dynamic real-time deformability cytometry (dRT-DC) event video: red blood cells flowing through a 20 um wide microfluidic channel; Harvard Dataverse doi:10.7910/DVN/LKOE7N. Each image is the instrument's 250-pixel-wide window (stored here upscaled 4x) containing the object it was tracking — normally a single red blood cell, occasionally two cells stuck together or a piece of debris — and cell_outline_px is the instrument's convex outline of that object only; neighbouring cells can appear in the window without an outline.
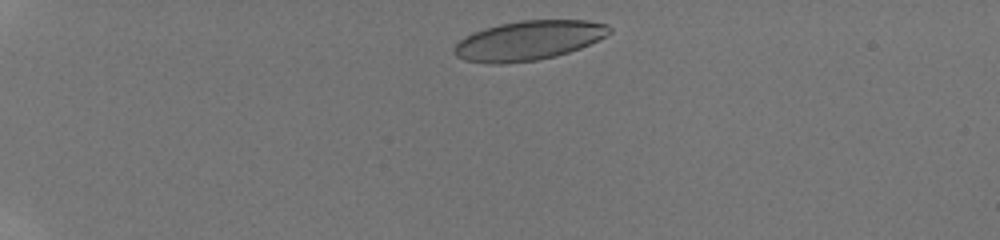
{"species": "human", "species_latin": "Homo sapiens", "temperature_condition": "room temperature", "stored_images_in_passage": 28, "camera_frame_rate_fps": 3000, "um_per_image_px": 0.085, "donor": {"sex": "male"}, "frame": {"image": 1, "passage_image": 2, "time_ms": 0.667, "image_size_px": [1000, 240], "cell_outline_px": [[612, 32], [580, 48], [556, 56], [536, 60], [504, 64], [488, 64], [464, 60], [456, 56], [452, 52], [452, 48], [464, 36], [472, 32], [484, 28], [500, 24], [520, 20], [588, 20], [608, 24], [612, 28]], "centroid_in_image_um": [44.89, 3.44], "position_along_channel_um": 40.1, "area_um2": 35.89}}
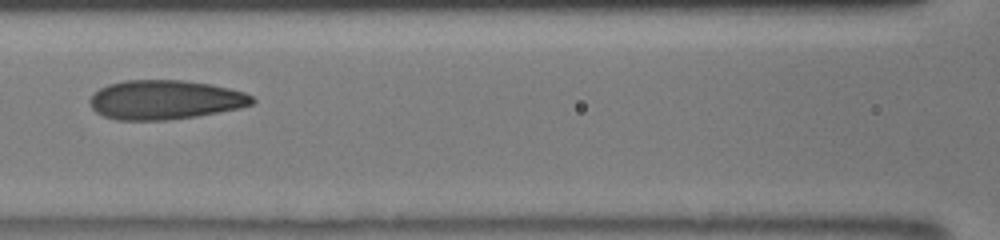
{"frame": {"image": 2, "passage_image": 11, "time_ms": 5.333, "image_size_px": [1000, 240], "cell_outline_px": [[256, 100], [252, 104], [240, 108], [196, 116], [164, 120], [116, 120], [104, 116], [96, 112], [92, 108], [88, 100], [100, 88], [108, 84], [124, 80], [184, 80], [212, 84], [244, 92], [252, 96]], "centroid_in_image_um": [14.02, 8.48], "position_along_channel_um": 152.6, "area_um2": 37.17}}
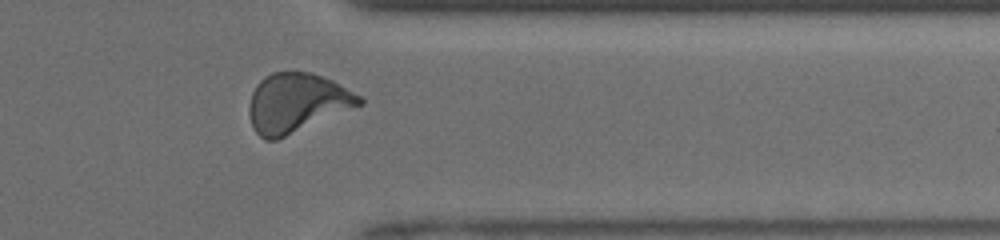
{"frame": {"image": 3, "passage_image": 23, "time_ms": 11.0, "image_size_px": [1000, 240], "cell_outline_px": [[364, 104], [276, 140], [264, 140], [252, 128], [248, 112], [248, 108], [252, 92], [256, 84], [264, 76], [272, 72], [312, 72], [332, 80], [360, 96], [364, 100]], "centroid_in_image_um": [25.2, 8.74], "position_along_channel_um": 386.2, "area_um2": 38.03}, "authors_computed_cell_mechanics": {"area_um2": 36.0961, "velocity_mm_per_s": 4.144, "shape_relaxation_time_tau1_ms": 4.0581, "shape_relaxation_time_tau2_ms": 0.8027, "deformation_change_tau1": 0.1533, "deformation_change_tau2": 0.0564}}